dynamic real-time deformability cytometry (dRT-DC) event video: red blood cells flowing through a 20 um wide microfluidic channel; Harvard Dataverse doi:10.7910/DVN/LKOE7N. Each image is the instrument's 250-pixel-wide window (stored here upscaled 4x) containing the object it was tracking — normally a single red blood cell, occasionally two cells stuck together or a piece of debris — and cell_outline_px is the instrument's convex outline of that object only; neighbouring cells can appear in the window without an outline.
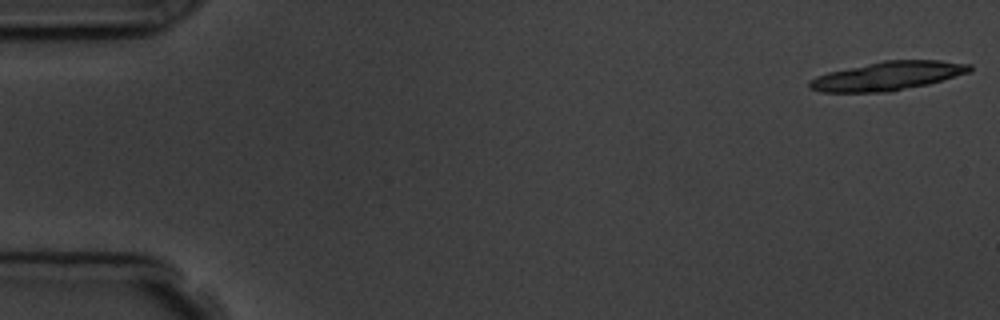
{"species": "common noctule bat (a hibernating species)", "species_latin": "Nyctalus noctula", "temperature_condition": "room temperature", "stored_images_in_passage": 5, "camera_frame_rate_fps": 3000, "um_per_image_px": 0.085, "animal": {"sex": "male", "body_mass_g": 19.5, "forearm_length_mm": 54.6}, "frame": {"image": 1, "passage_image": 1, "time_ms": 0.0, "image_size_px": [1000, 320], "cell_outline_px": [[972, 72], [928, 84], [892, 92], [820, 92], [808, 88], [808, 80], [816, 76], [828, 72], [884, 60], [940, 60], [972, 64]], "centroid_in_image_um": [75.47, 6.46], "position_along_channel_um": 9.5, "area_um2": 27.11}}
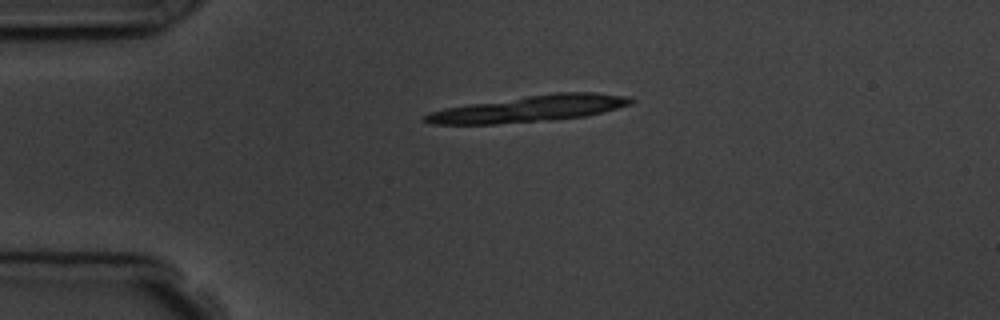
{"frame": {"image": 2, "passage_image": 4, "time_ms": 3.667, "image_size_px": [1000, 320], "cell_outline_px": [[636, 100], [632, 104], [584, 116], [548, 120], [496, 124], [432, 124], [420, 120], [428, 112], [444, 108], [468, 104], [556, 92], [596, 92], [632, 96]], "centroid_in_image_um": [45.0, 9.23], "position_along_channel_um": 40.0, "area_um2": 31.56}}